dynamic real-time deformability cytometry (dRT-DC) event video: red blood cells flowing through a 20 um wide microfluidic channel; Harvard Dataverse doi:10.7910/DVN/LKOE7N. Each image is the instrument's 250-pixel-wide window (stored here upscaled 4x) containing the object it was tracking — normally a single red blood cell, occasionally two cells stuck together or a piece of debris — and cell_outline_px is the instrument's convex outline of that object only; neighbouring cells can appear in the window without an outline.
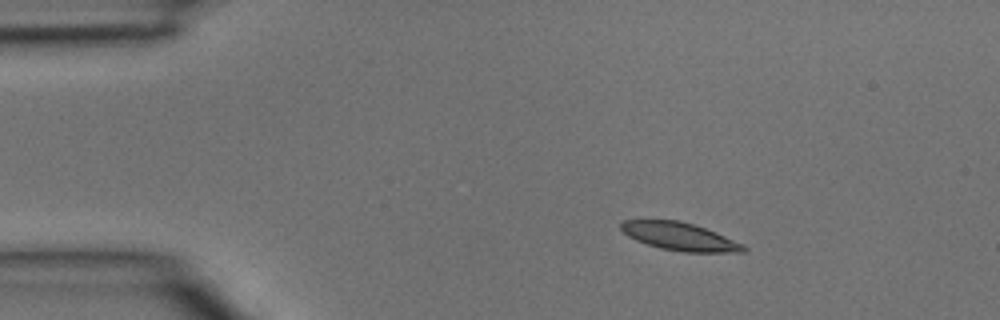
{"species": "common noctule bat (a hibernating species)", "species_latin": "Nyctalus noctula", "temperature_condition": "room temperature", "stored_images_in_passage": 35, "camera_frame_rate_fps": 3000, "um_per_image_px": 0.085, "animal": {"sex": "male", "body_mass_g": 15.6}, "frame": {"image": 1, "passage_image": 1, "time_ms": 0.0, "image_size_px": [1000, 320], "cell_outline_px": [[748, 248], [744, 252], [684, 252], [660, 248], [636, 240], [628, 236], [620, 228], [620, 224], [624, 220], [680, 220], [716, 232], [744, 244]], "centroid_in_image_um": [57.79, 20.1], "position_along_channel_um": 27.2, "area_um2": 19.83}}
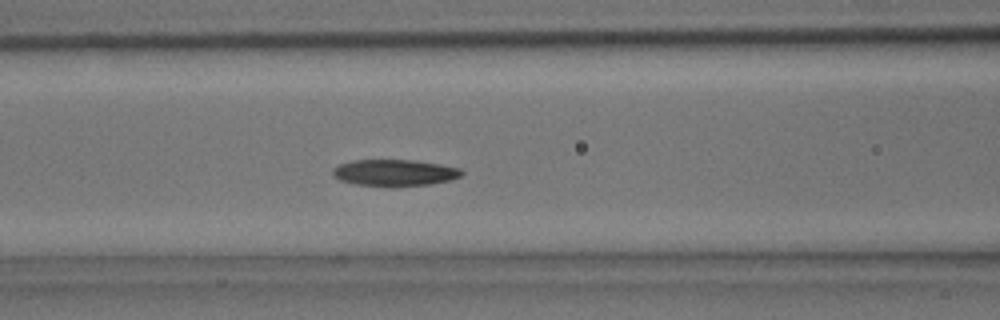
{"frame": {"image": 2, "passage_image": 11, "time_ms": 3.333, "image_size_px": [1000, 320], "cell_outline_px": [[464, 172], [460, 176], [452, 180], [428, 184], [396, 188], [388, 188], [356, 184], [340, 180], [332, 176], [332, 168], [340, 164], [352, 160], [416, 160], [440, 164], [460, 168]], "centroid_in_image_um": [33.53, 14.7], "position_along_channel_um": 133.1, "area_um2": 20.46}}
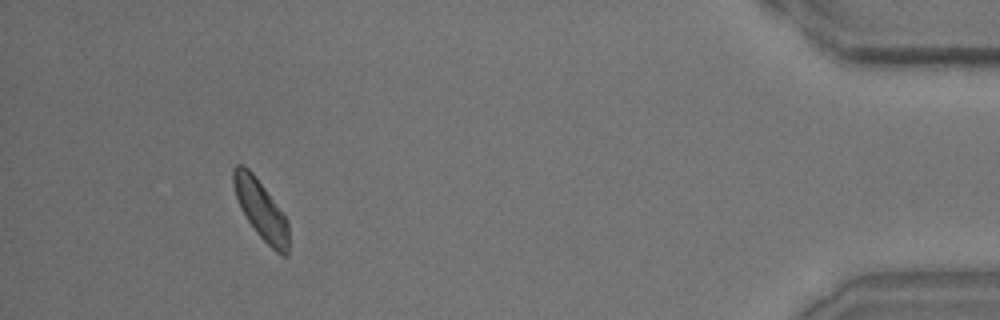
{"frame": {"image": 3, "passage_image": 32, "time_ms": 10.333, "image_size_px": [1000, 320], "cell_outline_px": [[288, 256], [284, 256], [276, 252], [256, 232], [240, 208], [236, 196], [232, 180], [232, 168], [236, 164], [244, 164], [252, 172], [288, 220]], "centroid_in_image_um": [22.16, 17.8], "position_along_channel_um": 413.0, "area_um2": 18.79}}